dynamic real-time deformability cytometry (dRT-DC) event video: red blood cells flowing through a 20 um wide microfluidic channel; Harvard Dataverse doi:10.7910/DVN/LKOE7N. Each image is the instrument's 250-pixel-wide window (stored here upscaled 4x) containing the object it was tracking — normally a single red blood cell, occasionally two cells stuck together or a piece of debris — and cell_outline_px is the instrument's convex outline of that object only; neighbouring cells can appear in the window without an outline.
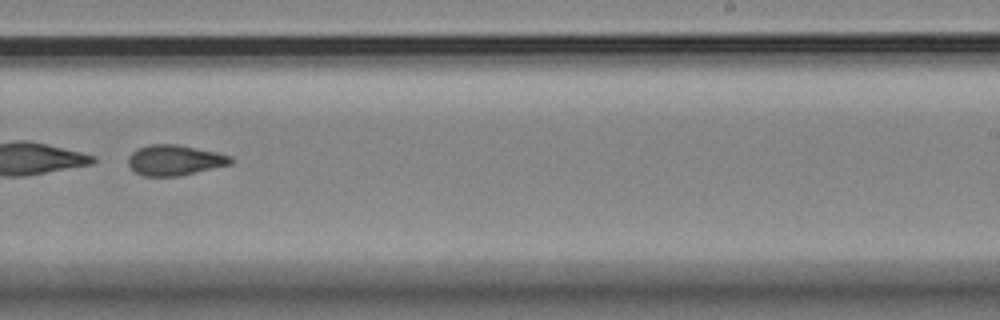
{"species": "Egyptian fruit bat (a non-hibernating species)", "species_latin": "Rousettus aegyptiacus", "temperature_condition": "room temperature", "stored_images_in_passage": 14, "camera_frame_rate_fps": 3000, "um_per_image_px": 0.085, "animal": {"sex": "female"}, "frame": {"image": 1, "passage_image": 8, "time_ms": 8.0, "image_size_px": [1000, 320], "cell_outline_px": [[236, 160], [232, 164], [180, 176], [144, 176], [136, 172], [128, 164], [128, 156], [136, 148], [148, 144], [176, 144], [216, 152], [232, 156]], "centroid_in_image_um": [14.87, 13.61], "position_along_channel_um": 274.1, "area_um2": 18.38}}
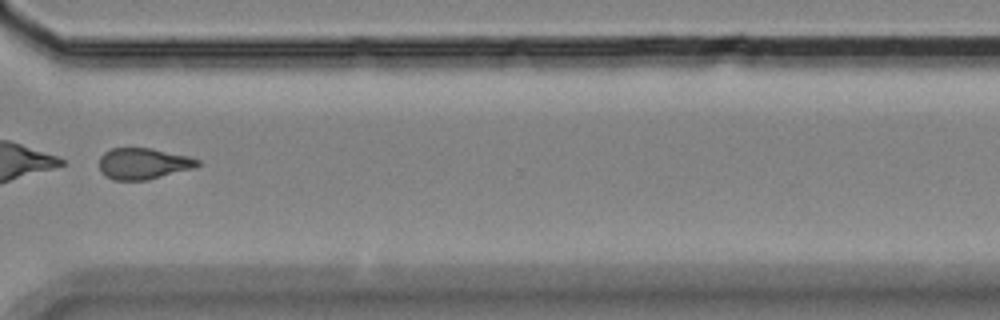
{"frame": {"image": 2, "passage_image": 10, "time_ms": 10.333, "image_size_px": [1000, 320], "cell_outline_px": [[200, 164], [196, 168], [148, 180], [112, 180], [104, 176], [100, 172], [100, 156], [104, 152], [112, 148], [152, 148], [188, 156], [200, 160]], "centroid_in_image_um": [12.18, 13.92], "position_along_channel_um": 358.4, "area_um2": 18.15}, "authors_computed_cell_mechanics": {"area_um2": 19.7098, "velocity_mm_per_s": 3.5906, "shape_relaxation_time_tau1_ms": 0.768, "shape_relaxation_time_tau2_ms": 4.2408, "deformation_change_tau1": 0.2568, "deformation_change_tau2": 0.1316}}